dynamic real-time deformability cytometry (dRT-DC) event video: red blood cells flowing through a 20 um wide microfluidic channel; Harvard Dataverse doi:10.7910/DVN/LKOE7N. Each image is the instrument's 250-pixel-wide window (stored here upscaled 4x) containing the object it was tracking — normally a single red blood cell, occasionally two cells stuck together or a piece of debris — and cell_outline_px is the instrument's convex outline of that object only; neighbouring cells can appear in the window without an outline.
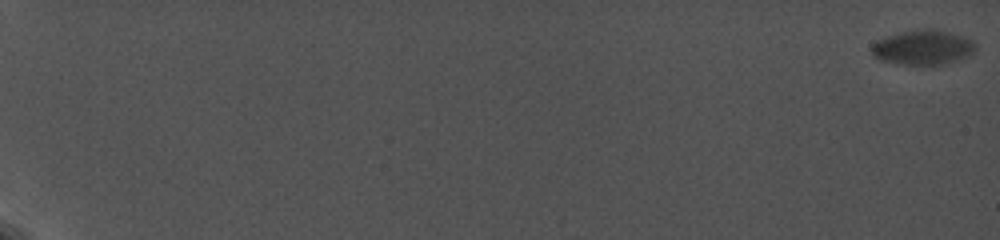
{"species": "common noctule bat (a hibernating species)", "species_latin": "Nyctalus noctula", "temperature_condition": "cold", "stored_images_in_passage": 18, "camera_frame_rate_fps": 5000, "um_per_image_px": 0.085, "animal": {"sex": "female", "body_mass_g": 19.0, "forearm_length_mm": 56.7}, "frame": {"image": 1, "passage_image": 1, "time_ms": 0.0, "image_size_px": [1000, 240], "cell_outline_px": [[976, 48], [968, 56], [960, 60], [940, 64], [896, 64], [880, 60], [872, 56], [872, 44], [876, 40], [888, 36], [920, 28], [936, 28], [972, 40], [976, 44]], "centroid_in_image_um": [78.43, 4.03], "position_along_channel_um": 6.6, "area_um2": 20.98}}
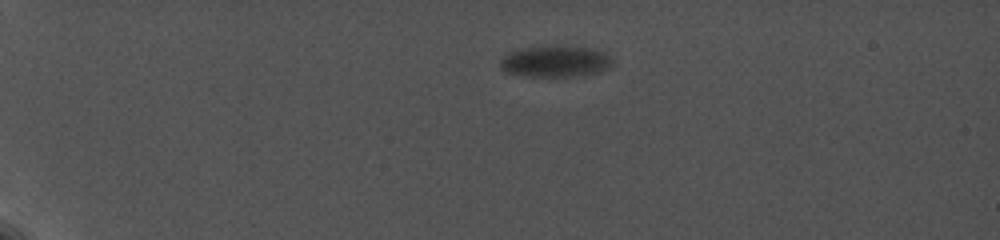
{"frame": {"image": 2, "passage_image": 8, "time_ms": 6.0, "image_size_px": [1000, 240], "cell_outline_px": [[612, 64], [596, 72], [572, 76], [532, 76], [504, 72], [500, 68], [500, 60], [508, 52], [528, 48], [552, 44], [592, 48], [604, 52], [612, 60]], "centroid_in_image_um": [47.16, 5.19], "position_along_channel_um": 37.8, "area_um2": 20.35}}